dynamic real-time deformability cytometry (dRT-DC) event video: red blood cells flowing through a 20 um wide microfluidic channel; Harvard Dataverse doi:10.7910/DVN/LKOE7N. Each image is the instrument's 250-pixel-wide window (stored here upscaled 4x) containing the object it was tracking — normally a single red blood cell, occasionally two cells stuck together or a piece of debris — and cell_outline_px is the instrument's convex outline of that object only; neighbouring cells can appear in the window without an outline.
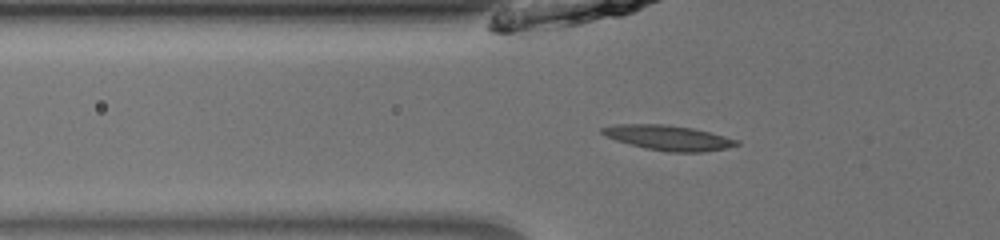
{"species": "common noctule bat (a hibernating species)", "species_latin": "Nyctalus noctula", "temperature_condition": "room temperature", "stored_images_in_passage": 42, "camera_frame_rate_fps": 3000, "um_per_image_px": 0.085, "animal": {"sex": "male", "body_mass_g": 13.0, "forearm_length_mm": 53.1}, "frame": {"image": 1, "passage_image": 10, "time_ms": 3.0, "image_size_px": [1000, 240], "cell_outline_px": [[740, 144], [728, 148], [704, 152], [668, 152], [644, 148], [628, 144], [604, 136], [600, 132], [600, 128], [616, 124], [664, 124], [692, 128], [740, 140]], "centroid_in_image_um": [56.79, 11.71], "position_along_channel_um": 69.0, "area_um2": 19.71}}
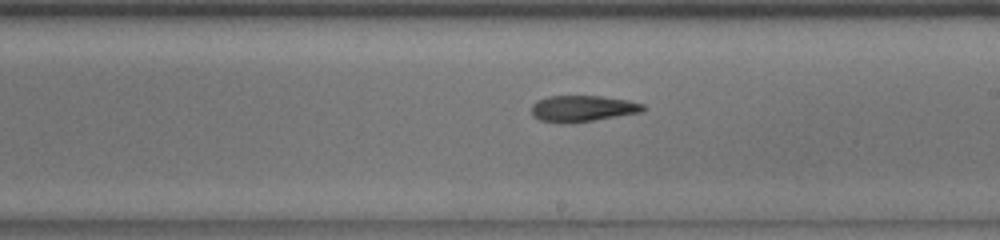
{"frame": {"image": 2, "passage_image": 23, "time_ms": 7.333, "image_size_px": [1000, 240], "cell_outline_px": [[644, 108], [640, 112], [572, 124], [560, 124], [540, 120], [532, 116], [532, 104], [536, 100], [548, 96], [600, 96], [628, 100], [644, 104]], "centroid_in_image_um": [49.45, 9.24], "position_along_channel_um": 239.5, "area_um2": 17.22}}
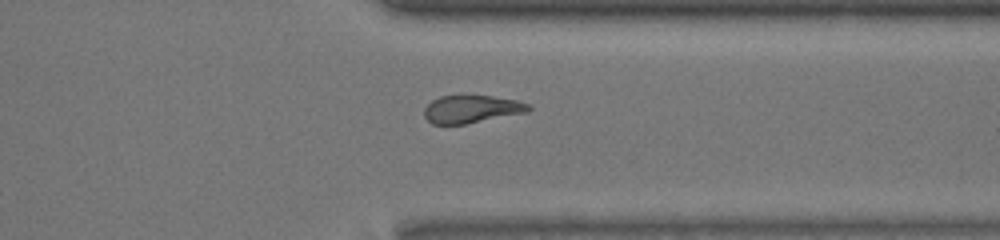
{"frame": {"image": 3, "passage_image": 33, "time_ms": 10.667, "image_size_px": [1000, 240], "cell_outline_px": [[532, 108], [528, 112], [464, 124], [432, 124], [424, 116], [424, 108], [432, 100], [440, 96], [492, 96], [516, 100], [528, 104]], "centroid_in_image_um": [40.08, 9.28], "position_along_channel_um": 371.3, "area_um2": 16.7}}